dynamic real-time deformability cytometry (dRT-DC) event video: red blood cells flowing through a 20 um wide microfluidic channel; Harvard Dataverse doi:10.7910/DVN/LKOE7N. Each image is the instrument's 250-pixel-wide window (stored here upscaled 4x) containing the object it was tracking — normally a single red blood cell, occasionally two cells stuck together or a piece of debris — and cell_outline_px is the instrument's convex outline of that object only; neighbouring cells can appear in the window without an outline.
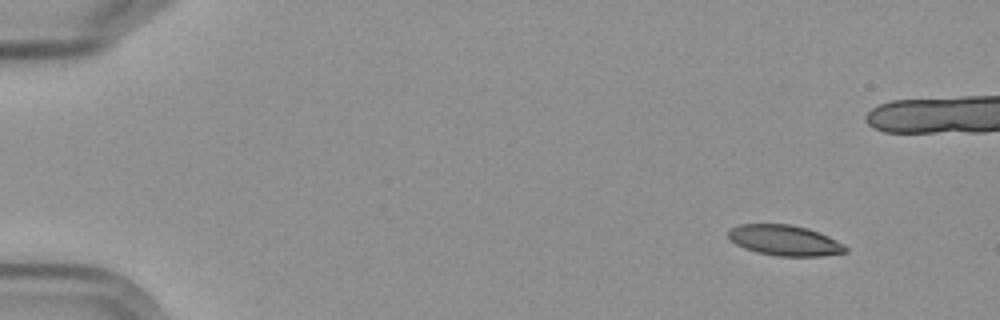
{"species": "Egyptian fruit bat (a non-hibernating species)", "species_latin": "Rousettus aegyptiacus", "temperature_condition": "cold", "stored_images_in_passage": 11, "camera_frame_rate_fps": 3000, "um_per_image_px": 0.085, "frame": {"image": 1, "passage_image": 1, "time_ms": 0.0, "image_size_px": [1000, 320], "cell_outline_px": [[848, 252], [820, 256], [776, 256], [756, 252], [744, 248], [736, 244], [728, 236], [728, 232], [732, 228], [740, 224], [792, 224], [808, 228], [828, 236], [844, 244], [848, 248]], "centroid_in_image_um": [66.72, 20.43], "position_along_channel_um": 18.3, "area_um2": 20.87}}
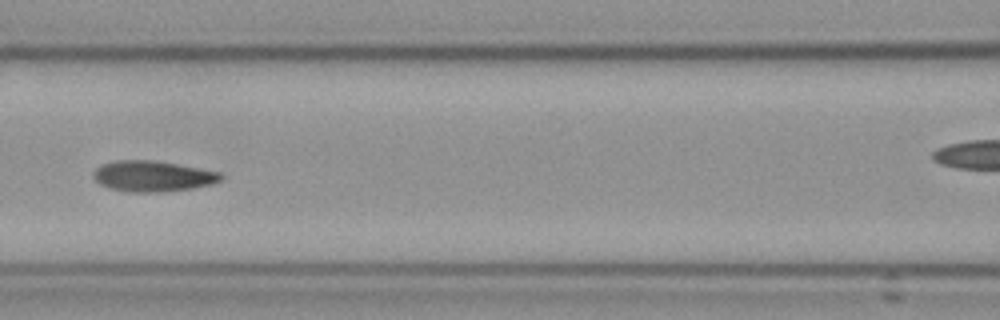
{"frame": {"image": 2, "passage_image": 7, "time_ms": 7.0, "image_size_px": [1000, 320], "cell_outline_px": [[224, 176], [220, 180], [212, 184], [192, 188], [164, 192], [124, 192], [108, 188], [100, 184], [92, 176], [92, 172], [100, 164], [116, 160], [148, 160], [176, 164], [220, 172]], "centroid_in_image_um": [12.93, 14.98], "position_along_channel_um": 153.7, "area_um2": 22.95}}